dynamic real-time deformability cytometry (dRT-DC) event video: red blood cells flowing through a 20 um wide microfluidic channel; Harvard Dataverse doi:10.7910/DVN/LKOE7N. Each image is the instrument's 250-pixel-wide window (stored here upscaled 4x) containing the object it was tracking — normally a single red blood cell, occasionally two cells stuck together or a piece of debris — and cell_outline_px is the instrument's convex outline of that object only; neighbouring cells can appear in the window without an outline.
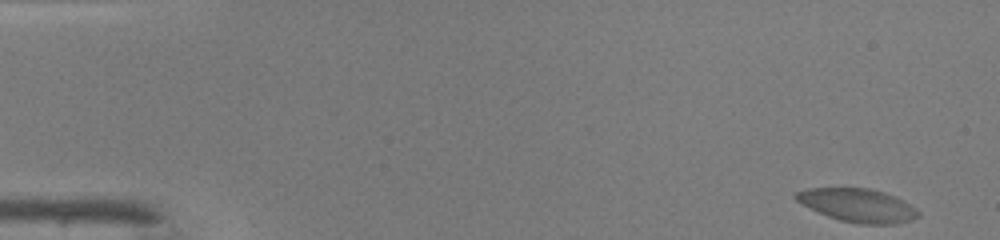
{"species": "common noctule bat (a hibernating species)", "species_latin": "Nyctalus noctula", "temperature_condition": "warm", "stored_images_in_passage": 52, "camera_frame_rate_fps": 3000, "um_per_image_px": 0.085, "animal": {"sex": "male", "body_mass_g": 19.0, "forearm_length_mm": 50.8}, "frame": {"image": 1, "passage_image": 1, "time_ms": 0.0, "image_size_px": [1000, 240], "cell_outline_px": [[920, 216], [908, 220], [892, 224], [860, 224], [840, 220], [828, 216], [796, 200], [792, 196], [796, 192], [812, 188], [868, 188], [884, 192], [908, 204], [920, 212]], "centroid_in_image_um": [72.89, 17.45], "position_along_channel_um": 12.1, "area_um2": 23.18}}
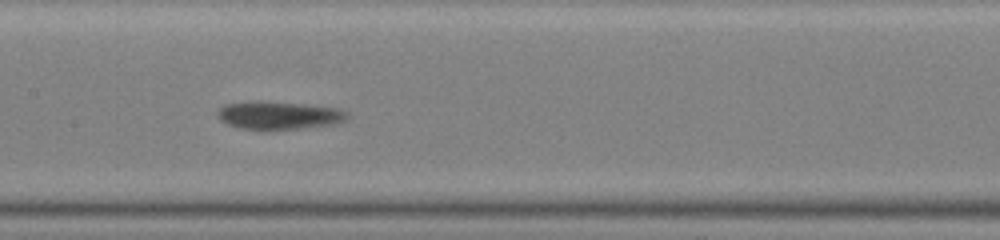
{"frame": {"image": 2, "passage_image": 25, "time_ms": 8.0, "image_size_px": [1000, 240], "cell_outline_px": [[348, 116], [344, 120], [332, 124], [296, 128], [240, 128], [220, 120], [220, 108], [228, 104], [300, 104], [332, 108], [344, 112]], "centroid_in_image_um": [23.74, 9.84], "position_along_channel_um": 183.7, "area_um2": 18.9}}
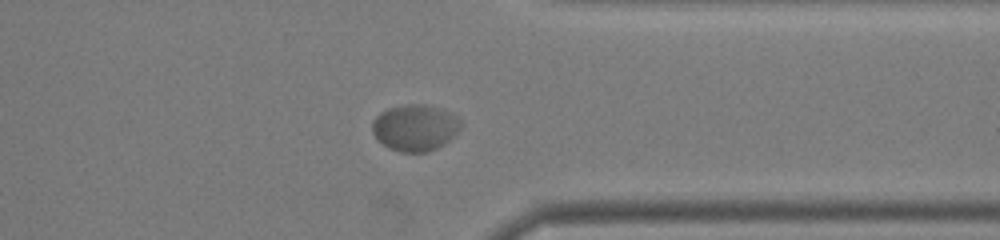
{"frame": {"image": 3, "passage_image": 40, "time_ms": 13.0, "image_size_px": [1000, 240], "cell_outline_px": [[460, 128], [448, 140], [436, 148], [428, 152], [400, 152], [388, 148], [376, 140], [372, 132], [372, 120], [380, 112], [388, 108], [408, 104], [424, 104], [448, 112], [456, 116], [460, 120]], "centroid_in_image_um": [35.21, 10.86], "position_along_channel_um": 376.2, "area_um2": 23.81}}